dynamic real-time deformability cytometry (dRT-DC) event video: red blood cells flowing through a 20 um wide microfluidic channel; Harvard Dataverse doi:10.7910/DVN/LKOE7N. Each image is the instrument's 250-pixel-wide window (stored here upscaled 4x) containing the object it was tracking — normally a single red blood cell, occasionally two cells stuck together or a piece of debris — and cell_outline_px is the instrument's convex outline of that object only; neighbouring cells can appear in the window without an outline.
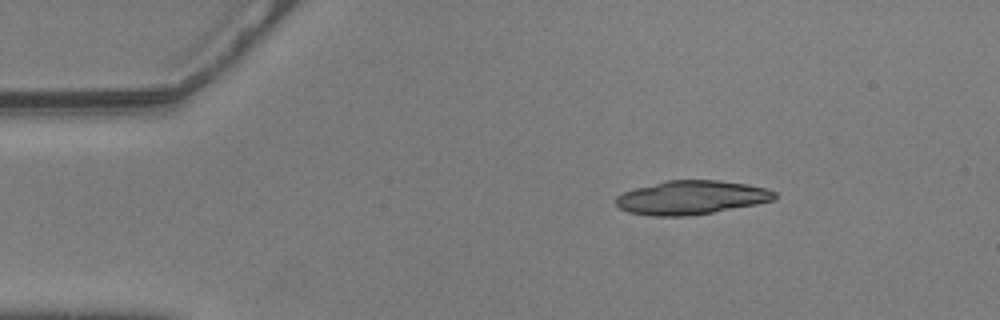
{"species": "common noctule bat (a hibernating species)", "species_latin": "Nyctalus noctula", "temperature_condition": "warm", "stored_images_in_passage": 10, "camera_frame_rate_fps": 3000, "um_per_image_px": 0.085, "animal": {"sex": "male", "body_mass_g": 20.5, "forearm_length_mm": 52.5}, "frame": {"image": 1, "passage_image": 1, "time_ms": 0.0, "image_size_px": [1000, 320], "cell_outline_px": [[776, 196], [772, 200], [756, 204], [712, 212], [688, 216], [652, 216], [628, 212], [620, 208], [612, 200], [616, 196], [624, 192], [636, 188], [668, 180], [720, 180], [748, 184], [768, 188], [776, 192]], "centroid_in_image_um": [58.75, 16.79], "position_along_channel_um": 26.3, "area_um2": 31.27}}